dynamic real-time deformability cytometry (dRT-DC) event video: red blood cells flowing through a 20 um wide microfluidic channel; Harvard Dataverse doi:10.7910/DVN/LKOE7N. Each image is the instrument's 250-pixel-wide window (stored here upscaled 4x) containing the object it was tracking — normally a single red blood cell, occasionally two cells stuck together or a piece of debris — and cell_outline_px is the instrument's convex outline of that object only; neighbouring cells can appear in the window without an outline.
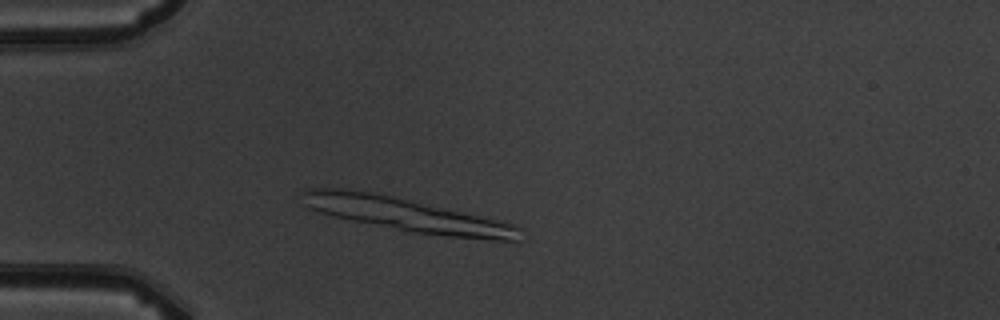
{"species": "common noctule bat (a hibernating species)", "species_latin": "Nyctalus noctula", "temperature_condition": "warm", "stored_images_in_passage": 3, "segment_of_instrument_passage": [1, 2], "camera_frame_rate_fps": 3000, "um_per_image_px": 0.085, "animal": {"sex": "male", "body_mass_g": 19.5, "forearm_length_mm": 54.6}, "frame": {"image": 1, "passage_image": 2, "time_ms": 1.333, "image_size_px": [1000, 320], "cell_outline_px": [[520, 240], [492, 240], [448, 236], [412, 232], [352, 220], [320, 212], [308, 208], [304, 204], [300, 192], [308, 188], [340, 188], [372, 192], [392, 196], [504, 220], [516, 224], [520, 228]], "centroid_in_image_um": [34.61, 18.24], "position_along_channel_um": 50.4, "area_um2": 42.37}}